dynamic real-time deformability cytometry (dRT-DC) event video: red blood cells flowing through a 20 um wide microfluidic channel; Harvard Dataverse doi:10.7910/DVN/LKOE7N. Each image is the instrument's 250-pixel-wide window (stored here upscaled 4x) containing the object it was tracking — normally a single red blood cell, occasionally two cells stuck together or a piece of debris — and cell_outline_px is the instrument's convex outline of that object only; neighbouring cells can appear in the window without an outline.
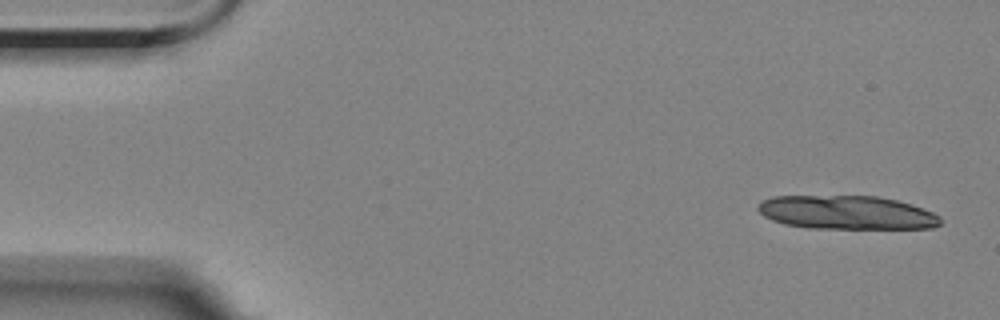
{"species": "Egyptian fruit bat (a non-hibernating species)", "species_latin": "Rousettus aegyptiacus", "temperature_condition": "room temperature", "stored_images_in_passage": 4, "camera_frame_rate_fps": 3000, "um_per_image_px": 0.085, "animal": {"sex": "female"}, "frame": {"image": 1, "passage_image": 1, "time_ms": 0.0, "image_size_px": [1000, 320], "cell_outline_px": [[940, 224], [932, 228], [812, 228], [784, 224], [772, 220], [764, 216], [756, 208], [760, 200], [772, 196], [876, 196], [896, 200], [912, 204], [932, 212], [940, 216]], "centroid_in_image_um": [71.93, 18.05], "position_along_channel_um": 13.1, "area_um2": 35.84}}